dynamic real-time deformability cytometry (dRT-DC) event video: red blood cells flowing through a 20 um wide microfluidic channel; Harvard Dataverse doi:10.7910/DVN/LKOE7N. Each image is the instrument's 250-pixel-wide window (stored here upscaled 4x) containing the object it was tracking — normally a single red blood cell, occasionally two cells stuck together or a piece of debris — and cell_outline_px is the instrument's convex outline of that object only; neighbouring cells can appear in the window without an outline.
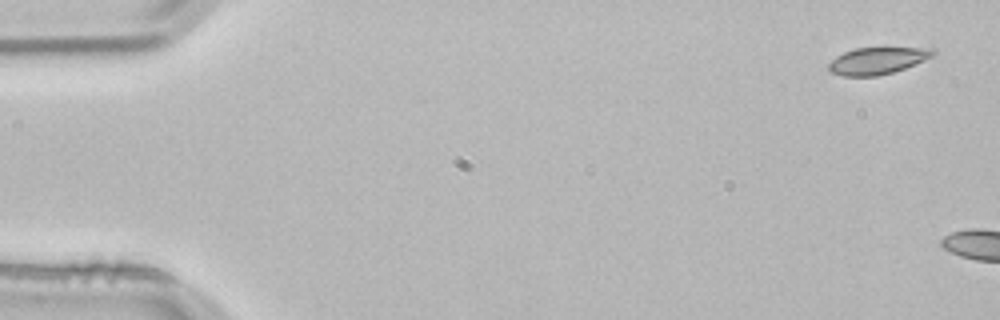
{"species": "common noctule bat (a hibernating species)", "species_latin": "Nyctalus noctula", "temperature_condition": "room temperature", "stored_images_in_passage": 2, "camera_frame_rate_fps": 3000, "um_per_image_px": 0.085, "animal": {"sex": "male", "body_mass_g": 21.5, "forearm_length_mm": 52.0}, "frame": {"image": 1, "passage_image": 1, "time_ms": 0.0, "image_size_px": [1000, 320], "cell_outline_px": [[936, 52], [932, 56], [924, 60], [904, 68], [892, 72], [876, 76], [844, 76], [832, 72], [828, 68], [828, 64], [836, 56], [844, 52], [856, 48], [936, 48]], "centroid_in_image_um": [74.57, 5.15], "position_along_channel_um": 10.4, "area_um2": 16.13}}